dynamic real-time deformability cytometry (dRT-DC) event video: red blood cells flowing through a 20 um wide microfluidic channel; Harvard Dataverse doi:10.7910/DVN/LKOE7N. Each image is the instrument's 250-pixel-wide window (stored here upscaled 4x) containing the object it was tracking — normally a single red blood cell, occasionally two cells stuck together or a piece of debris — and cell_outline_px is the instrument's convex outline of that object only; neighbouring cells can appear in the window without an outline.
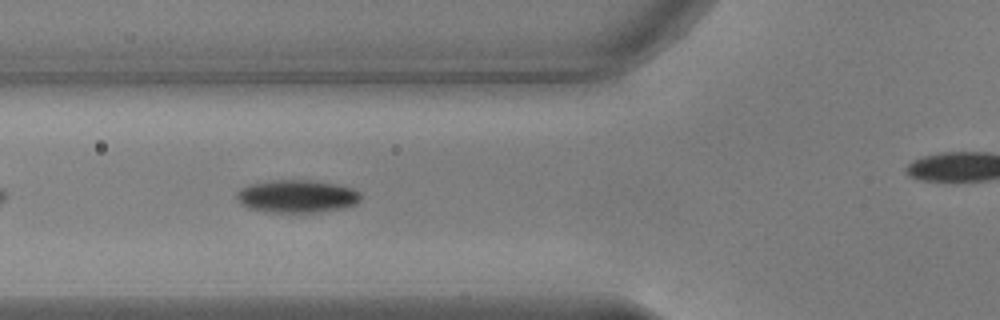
{"species": "common noctule bat (a hibernating species)", "species_latin": "Nyctalus noctula", "temperature_condition": "warm", "stored_images_in_passage": 40, "camera_frame_rate_fps": 3000, "um_per_image_px": 0.085, "animal": {"sex": "male", "body_mass_g": 17.9, "forearm_length_mm": 54.2}, "frame": {"image": 1, "passage_image": 6, "time_ms": 1.667, "image_size_px": [1000, 320], "cell_outline_px": [[360, 200], [356, 204], [344, 208], [316, 212], [264, 212], [248, 208], [240, 204], [236, 200], [236, 192], [240, 188], [252, 184], [272, 180], [312, 180], [336, 184], [352, 188], [360, 192]], "centroid_in_image_um": [25.21, 16.69], "position_along_channel_um": 100.6, "area_um2": 23.87}}
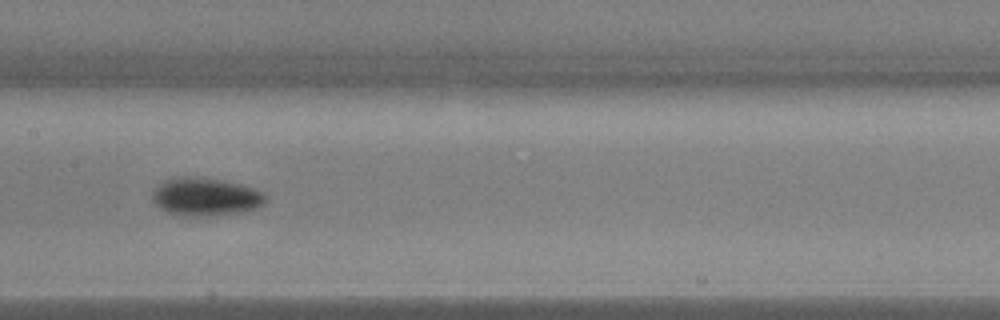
{"frame": {"image": 2, "passage_image": 13, "time_ms": 4.0, "image_size_px": [1000, 320], "cell_outline_px": [[268, 200], [260, 208], [244, 212], [196, 216], [184, 216], [168, 212], [160, 208], [152, 200], [152, 192], [164, 180], [172, 176], [192, 176], [220, 180], [240, 184], [264, 192], [268, 196]], "centroid_in_image_um": [17.5, 16.72], "position_along_channel_um": 189.9, "area_um2": 25.32}}
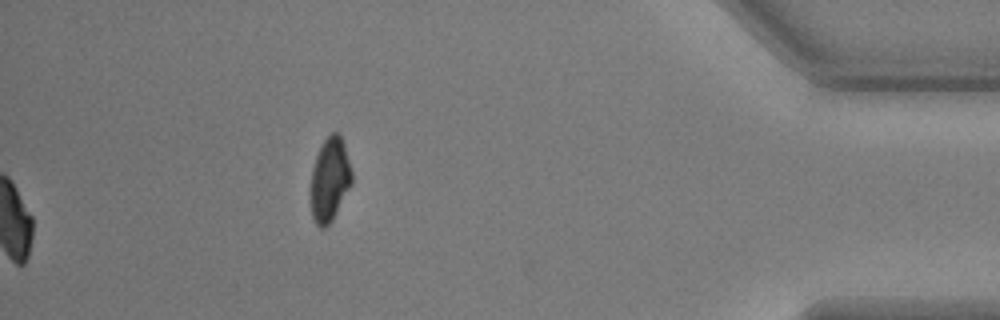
{"frame": {"image": 3, "passage_image": 40, "time_ms": 13.0, "image_size_px": [1000, 320], "cell_outline_px": [[352, 184], [332, 220], [324, 228], [320, 228], [316, 224], [312, 216], [312, 172], [316, 156], [324, 140], [332, 132], [336, 132], [340, 136], [344, 144], [352, 172]], "centroid_in_image_um": [28.05, 15.27], "position_along_channel_um": 407.1, "area_um2": 19.59}, "authors_computed_cell_mechanics": {"area_um2": 23.2356, "velocity_mm_per_s": 3.8147, "shape_relaxation_time_tau1_ms": 2.2623, "shape_relaxation_time_tau2_ms": 3.2445, "deformation_change_tau1": 0.1211, "deformation_change_tau2": 0.0383}}